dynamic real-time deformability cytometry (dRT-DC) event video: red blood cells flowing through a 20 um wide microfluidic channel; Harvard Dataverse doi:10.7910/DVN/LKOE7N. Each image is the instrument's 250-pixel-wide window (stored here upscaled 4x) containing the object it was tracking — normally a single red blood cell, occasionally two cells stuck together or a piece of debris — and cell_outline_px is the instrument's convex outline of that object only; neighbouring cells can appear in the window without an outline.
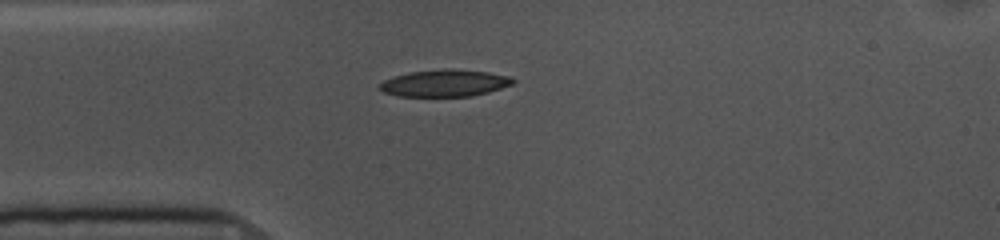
{"species": "common noctule bat (a hibernating species)", "species_latin": "Nyctalus noctula", "temperature_condition": "cold", "stored_images_in_passage": 42, "camera_frame_rate_fps": 3000, "um_per_image_px": 0.085, "animal": {"sex": "female", "body_mass_g": 10.0, "forearm_length_mm": 53.1}, "frame": {"image": 1, "passage_image": 1, "time_ms": 0.0, "image_size_px": [1000, 240], "cell_outline_px": [[516, 80], [512, 84], [488, 92], [472, 96], [396, 96], [384, 92], [376, 88], [384, 80], [392, 76], [408, 72], [444, 68], [488, 72], [512, 76]], "centroid_in_image_um": [37.77, 7.06], "position_along_channel_um": 47.2, "area_um2": 21.1}}
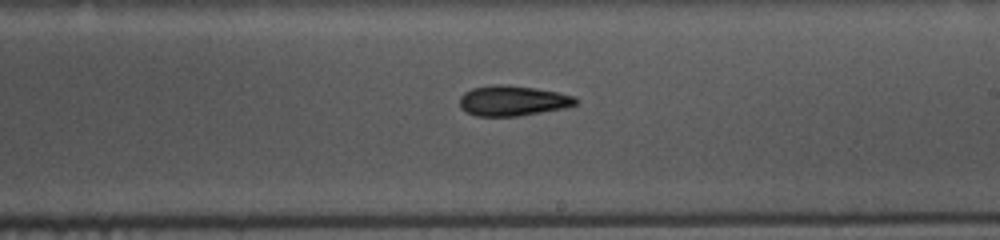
{"frame": {"image": 2, "passage_image": 18, "time_ms": 5.667, "image_size_px": [1000, 240], "cell_outline_px": [[580, 100], [576, 104], [568, 108], [520, 116], [476, 116], [460, 108], [460, 96], [464, 92], [472, 88], [496, 84], [500, 84], [536, 88], [576, 96]], "centroid_in_image_um": [43.62, 8.57], "position_along_channel_um": 245.4, "area_um2": 20.69}}
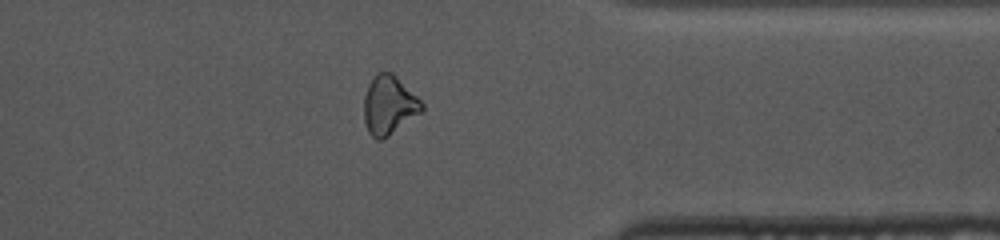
{"frame": {"image": 3, "passage_image": 30, "time_ms": 9.667, "image_size_px": [1000, 240], "cell_outline_px": [[424, 108], [420, 112], [388, 136], [380, 140], [376, 140], [368, 132], [364, 120], [364, 96], [368, 84], [376, 72], [392, 72], [424, 104]], "centroid_in_image_um": [33.03, 8.93], "position_along_channel_um": 378.4, "area_um2": 19.59}, "authors_computed_cell_mechanics": {"area_um2": 20.6346, "velocity_mm_per_s": 3.6273, "shape_relaxation_time_tau1_ms": 7.0453, "shape_relaxation_time_tau2_ms": 8.232, "deformation_change_tau1": 0.1595, "deformation_change_tau2": 0.1783}}